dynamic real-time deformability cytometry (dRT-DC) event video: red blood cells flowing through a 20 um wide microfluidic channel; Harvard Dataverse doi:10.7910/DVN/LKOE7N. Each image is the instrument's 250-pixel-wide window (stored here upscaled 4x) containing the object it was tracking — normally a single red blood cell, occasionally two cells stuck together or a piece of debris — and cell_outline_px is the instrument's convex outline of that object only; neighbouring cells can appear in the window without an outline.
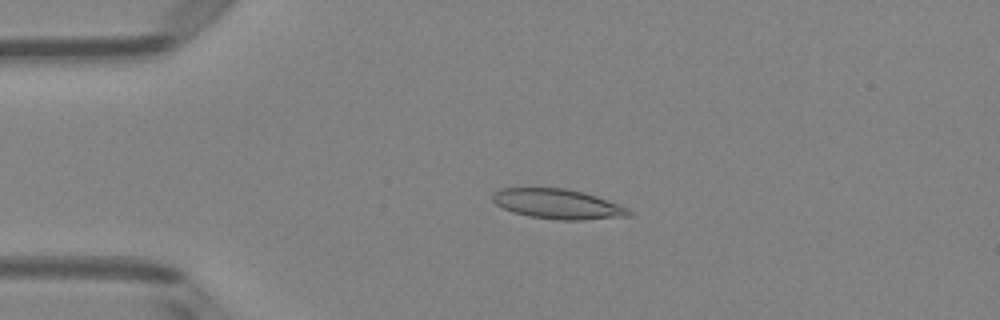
{"species": "Egyptian fruit bat (a non-hibernating species)", "species_latin": "Rousettus aegyptiacus", "temperature_condition": "room temperature", "stored_images_in_passage": 49, "camera_frame_rate_fps": 3000, "um_per_image_px": 0.085, "animal": {"sex": "female"}, "frame": {"image": 1, "passage_image": 11, "time_ms": 3.333, "image_size_px": [1000, 320], "cell_outline_px": [[632, 216], [584, 220], [560, 220], [528, 216], [512, 212], [496, 204], [492, 200], [492, 192], [500, 188], [568, 188], [584, 192], [620, 204], [628, 208], [632, 212]], "centroid_in_image_um": [47.43, 17.34], "position_along_channel_um": 37.6, "area_um2": 23.99}}
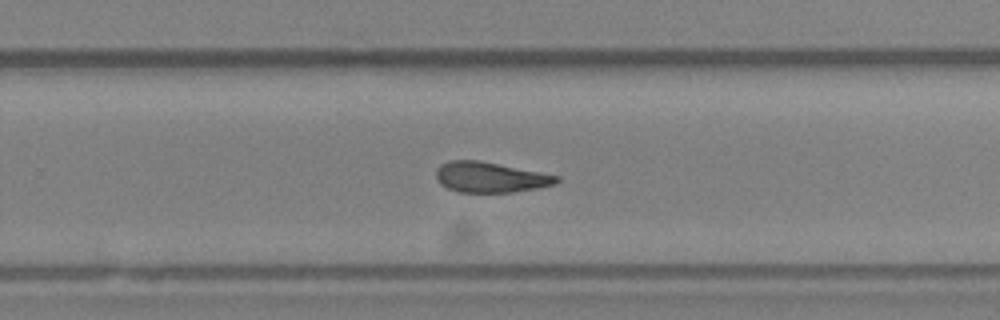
{"frame": {"image": 2, "passage_image": 32, "time_ms": 10.333, "image_size_px": [1000, 320], "cell_outline_px": [[560, 180], [556, 184], [536, 188], [512, 192], [460, 192], [448, 188], [440, 184], [436, 180], [436, 168], [440, 164], [452, 160], [480, 160], [560, 176]], "centroid_in_image_um": [41.66, 15.06], "position_along_channel_um": 288.1, "area_um2": 21.39}}
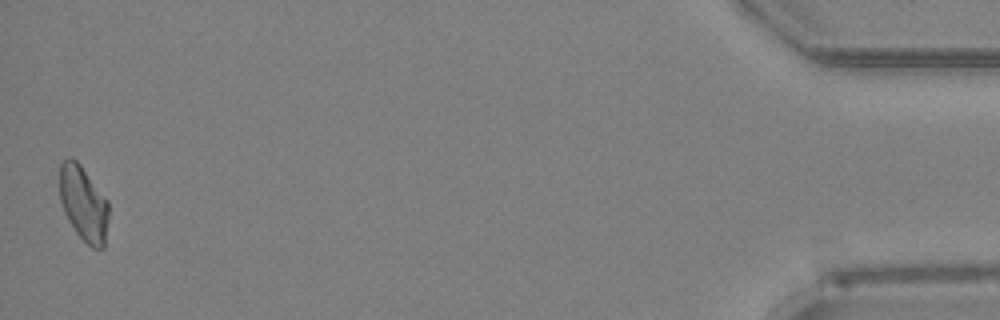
{"frame": {"image": 3, "passage_image": 49, "time_ms": 16.0, "image_size_px": [1000, 320], "cell_outline_px": [[108, 216], [104, 248], [92, 248], [76, 232], [68, 220], [64, 212], [60, 200], [60, 164], [68, 156], [76, 160], [80, 164], [108, 200]], "centroid_in_image_um": [7.1, 17.29], "position_along_channel_um": 428.1, "area_um2": 21.33}, "authors_computed_cell_mechanics": {"area_um2": 22.3108, "velocity_mm_per_s": 4.0695, "shape_relaxation_time_tau1_ms": 5.5999, "shape_relaxation_time_tau2_ms": 2.9328, "deformation_change_tau1": 0.1776, "deformation_change_tau2": 0.1206}}